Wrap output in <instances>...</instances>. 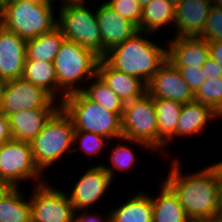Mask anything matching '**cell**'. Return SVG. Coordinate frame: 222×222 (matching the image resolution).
Returning a JSON list of instances; mask_svg holds the SVG:
<instances>
[{
    "mask_svg": "<svg viewBox=\"0 0 222 222\" xmlns=\"http://www.w3.org/2000/svg\"><path fill=\"white\" fill-rule=\"evenodd\" d=\"M113 180L101 164L90 166L79 177L67 195L74 210L90 209L111 190Z\"/></svg>",
    "mask_w": 222,
    "mask_h": 222,
    "instance_id": "obj_12",
    "label": "cell"
},
{
    "mask_svg": "<svg viewBox=\"0 0 222 222\" xmlns=\"http://www.w3.org/2000/svg\"><path fill=\"white\" fill-rule=\"evenodd\" d=\"M147 93L153 99H170L181 104L195 100V94L182 78L178 68L168 60L149 80Z\"/></svg>",
    "mask_w": 222,
    "mask_h": 222,
    "instance_id": "obj_13",
    "label": "cell"
},
{
    "mask_svg": "<svg viewBox=\"0 0 222 222\" xmlns=\"http://www.w3.org/2000/svg\"><path fill=\"white\" fill-rule=\"evenodd\" d=\"M110 8L124 19L129 20L139 27L143 7L138 0H104Z\"/></svg>",
    "mask_w": 222,
    "mask_h": 222,
    "instance_id": "obj_32",
    "label": "cell"
},
{
    "mask_svg": "<svg viewBox=\"0 0 222 222\" xmlns=\"http://www.w3.org/2000/svg\"><path fill=\"white\" fill-rule=\"evenodd\" d=\"M74 132L72 119L60 107L31 141L35 165L43 174L66 154L73 153Z\"/></svg>",
    "mask_w": 222,
    "mask_h": 222,
    "instance_id": "obj_4",
    "label": "cell"
},
{
    "mask_svg": "<svg viewBox=\"0 0 222 222\" xmlns=\"http://www.w3.org/2000/svg\"><path fill=\"white\" fill-rule=\"evenodd\" d=\"M180 157H173L164 182L178 196L190 219H217L221 213L215 162L196 172L183 174Z\"/></svg>",
    "mask_w": 222,
    "mask_h": 222,
    "instance_id": "obj_1",
    "label": "cell"
},
{
    "mask_svg": "<svg viewBox=\"0 0 222 222\" xmlns=\"http://www.w3.org/2000/svg\"><path fill=\"white\" fill-rule=\"evenodd\" d=\"M74 129L92 132L110 141L122 137L121 117L90 100L82 91L67 95L61 103Z\"/></svg>",
    "mask_w": 222,
    "mask_h": 222,
    "instance_id": "obj_5",
    "label": "cell"
},
{
    "mask_svg": "<svg viewBox=\"0 0 222 222\" xmlns=\"http://www.w3.org/2000/svg\"><path fill=\"white\" fill-rule=\"evenodd\" d=\"M22 78L42 88L58 101V80L53 62L26 60Z\"/></svg>",
    "mask_w": 222,
    "mask_h": 222,
    "instance_id": "obj_26",
    "label": "cell"
},
{
    "mask_svg": "<svg viewBox=\"0 0 222 222\" xmlns=\"http://www.w3.org/2000/svg\"><path fill=\"white\" fill-rule=\"evenodd\" d=\"M151 192L140 191L116 208L110 209L111 222H152Z\"/></svg>",
    "mask_w": 222,
    "mask_h": 222,
    "instance_id": "obj_22",
    "label": "cell"
},
{
    "mask_svg": "<svg viewBox=\"0 0 222 222\" xmlns=\"http://www.w3.org/2000/svg\"><path fill=\"white\" fill-rule=\"evenodd\" d=\"M153 101L157 114L159 155L166 158L168 151L166 152L165 148L176 139V128L183 104L170 99H153Z\"/></svg>",
    "mask_w": 222,
    "mask_h": 222,
    "instance_id": "obj_21",
    "label": "cell"
},
{
    "mask_svg": "<svg viewBox=\"0 0 222 222\" xmlns=\"http://www.w3.org/2000/svg\"><path fill=\"white\" fill-rule=\"evenodd\" d=\"M100 57L91 49L65 39L53 60L58 80V102L67 95L81 92L82 84L97 73ZM82 82V83H81Z\"/></svg>",
    "mask_w": 222,
    "mask_h": 222,
    "instance_id": "obj_3",
    "label": "cell"
},
{
    "mask_svg": "<svg viewBox=\"0 0 222 222\" xmlns=\"http://www.w3.org/2000/svg\"><path fill=\"white\" fill-rule=\"evenodd\" d=\"M171 38L165 43L167 60L175 67L201 68L210 57L208 42L200 37Z\"/></svg>",
    "mask_w": 222,
    "mask_h": 222,
    "instance_id": "obj_17",
    "label": "cell"
},
{
    "mask_svg": "<svg viewBox=\"0 0 222 222\" xmlns=\"http://www.w3.org/2000/svg\"><path fill=\"white\" fill-rule=\"evenodd\" d=\"M59 1V0H58ZM61 2V6H66V5H70V4H75V3H79L85 0H60ZM57 2V0H50V4H52L53 6L55 5L54 3Z\"/></svg>",
    "mask_w": 222,
    "mask_h": 222,
    "instance_id": "obj_41",
    "label": "cell"
},
{
    "mask_svg": "<svg viewBox=\"0 0 222 222\" xmlns=\"http://www.w3.org/2000/svg\"><path fill=\"white\" fill-rule=\"evenodd\" d=\"M35 4H50V0H25Z\"/></svg>",
    "mask_w": 222,
    "mask_h": 222,
    "instance_id": "obj_44",
    "label": "cell"
},
{
    "mask_svg": "<svg viewBox=\"0 0 222 222\" xmlns=\"http://www.w3.org/2000/svg\"><path fill=\"white\" fill-rule=\"evenodd\" d=\"M117 144H114L113 147H111V153L108 161L111 162V165L109 166L108 164H101V166L107 171V173L111 176L112 180L115 182V175L116 171H124L125 170H130L132 166H134L137 162V156L136 153L133 151L132 146H129L128 143L137 145L141 149H145L148 151H153L144 143L139 142V141H134L125 137H120L115 139Z\"/></svg>",
    "mask_w": 222,
    "mask_h": 222,
    "instance_id": "obj_25",
    "label": "cell"
},
{
    "mask_svg": "<svg viewBox=\"0 0 222 222\" xmlns=\"http://www.w3.org/2000/svg\"><path fill=\"white\" fill-rule=\"evenodd\" d=\"M51 182L33 186L29 196L32 222H72L75 210L67 192ZM54 185V186H52Z\"/></svg>",
    "mask_w": 222,
    "mask_h": 222,
    "instance_id": "obj_10",
    "label": "cell"
},
{
    "mask_svg": "<svg viewBox=\"0 0 222 222\" xmlns=\"http://www.w3.org/2000/svg\"><path fill=\"white\" fill-rule=\"evenodd\" d=\"M89 6L85 0L59 7L57 26L67 40L91 49L103 58L102 34L97 22L96 10L93 7L90 9Z\"/></svg>",
    "mask_w": 222,
    "mask_h": 222,
    "instance_id": "obj_7",
    "label": "cell"
},
{
    "mask_svg": "<svg viewBox=\"0 0 222 222\" xmlns=\"http://www.w3.org/2000/svg\"><path fill=\"white\" fill-rule=\"evenodd\" d=\"M13 187L8 184L7 182H4L0 180V201L6 196V194L12 189Z\"/></svg>",
    "mask_w": 222,
    "mask_h": 222,
    "instance_id": "obj_40",
    "label": "cell"
},
{
    "mask_svg": "<svg viewBox=\"0 0 222 222\" xmlns=\"http://www.w3.org/2000/svg\"><path fill=\"white\" fill-rule=\"evenodd\" d=\"M73 143L74 146L78 144V147L73 148L74 152L78 151L79 148V151L92 157L98 156V154L100 156L103 151L105 152L104 149L111 145V141L102 135L80 130H75Z\"/></svg>",
    "mask_w": 222,
    "mask_h": 222,
    "instance_id": "obj_31",
    "label": "cell"
},
{
    "mask_svg": "<svg viewBox=\"0 0 222 222\" xmlns=\"http://www.w3.org/2000/svg\"><path fill=\"white\" fill-rule=\"evenodd\" d=\"M174 6L178 5L181 3L183 0H169Z\"/></svg>",
    "mask_w": 222,
    "mask_h": 222,
    "instance_id": "obj_48",
    "label": "cell"
},
{
    "mask_svg": "<svg viewBox=\"0 0 222 222\" xmlns=\"http://www.w3.org/2000/svg\"><path fill=\"white\" fill-rule=\"evenodd\" d=\"M6 83H7V81L0 77V106H1L3 92L5 89Z\"/></svg>",
    "mask_w": 222,
    "mask_h": 222,
    "instance_id": "obj_42",
    "label": "cell"
},
{
    "mask_svg": "<svg viewBox=\"0 0 222 222\" xmlns=\"http://www.w3.org/2000/svg\"><path fill=\"white\" fill-rule=\"evenodd\" d=\"M52 4H35L25 0H6L0 24L29 41L53 30L58 16Z\"/></svg>",
    "mask_w": 222,
    "mask_h": 222,
    "instance_id": "obj_6",
    "label": "cell"
},
{
    "mask_svg": "<svg viewBox=\"0 0 222 222\" xmlns=\"http://www.w3.org/2000/svg\"><path fill=\"white\" fill-rule=\"evenodd\" d=\"M59 108H37L15 112L8 116L14 140L30 142Z\"/></svg>",
    "mask_w": 222,
    "mask_h": 222,
    "instance_id": "obj_19",
    "label": "cell"
},
{
    "mask_svg": "<svg viewBox=\"0 0 222 222\" xmlns=\"http://www.w3.org/2000/svg\"><path fill=\"white\" fill-rule=\"evenodd\" d=\"M89 211V209L75 211V220L77 222H111L109 210L106 213L107 215L105 213H100L102 216L97 212L91 213Z\"/></svg>",
    "mask_w": 222,
    "mask_h": 222,
    "instance_id": "obj_35",
    "label": "cell"
},
{
    "mask_svg": "<svg viewBox=\"0 0 222 222\" xmlns=\"http://www.w3.org/2000/svg\"><path fill=\"white\" fill-rule=\"evenodd\" d=\"M121 130L122 137L142 142L158 155L157 114L153 98L147 92L142 97L124 104Z\"/></svg>",
    "mask_w": 222,
    "mask_h": 222,
    "instance_id": "obj_9",
    "label": "cell"
},
{
    "mask_svg": "<svg viewBox=\"0 0 222 222\" xmlns=\"http://www.w3.org/2000/svg\"><path fill=\"white\" fill-rule=\"evenodd\" d=\"M5 3H6V0H0V16L3 13L4 7H5Z\"/></svg>",
    "mask_w": 222,
    "mask_h": 222,
    "instance_id": "obj_45",
    "label": "cell"
},
{
    "mask_svg": "<svg viewBox=\"0 0 222 222\" xmlns=\"http://www.w3.org/2000/svg\"><path fill=\"white\" fill-rule=\"evenodd\" d=\"M0 180L13 188L21 187V182L27 180L33 181V186L48 181L35 165L30 142L12 139L0 145Z\"/></svg>",
    "mask_w": 222,
    "mask_h": 222,
    "instance_id": "obj_8",
    "label": "cell"
},
{
    "mask_svg": "<svg viewBox=\"0 0 222 222\" xmlns=\"http://www.w3.org/2000/svg\"><path fill=\"white\" fill-rule=\"evenodd\" d=\"M218 222H222V212L217 217Z\"/></svg>",
    "mask_w": 222,
    "mask_h": 222,
    "instance_id": "obj_49",
    "label": "cell"
},
{
    "mask_svg": "<svg viewBox=\"0 0 222 222\" xmlns=\"http://www.w3.org/2000/svg\"><path fill=\"white\" fill-rule=\"evenodd\" d=\"M202 71H204V74L206 75L207 79L210 78H220L222 77V68L218 64V62L209 57L205 64L201 67Z\"/></svg>",
    "mask_w": 222,
    "mask_h": 222,
    "instance_id": "obj_36",
    "label": "cell"
},
{
    "mask_svg": "<svg viewBox=\"0 0 222 222\" xmlns=\"http://www.w3.org/2000/svg\"><path fill=\"white\" fill-rule=\"evenodd\" d=\"M13 139L9 118L0 113V145Z\"/></svg>",
    "mask_w": 222,
    "mask_h": 222,
    "instance_id": "obj_37",
    "label": "cell"
},
{
    "mask_svg": "<svg viewBox=\"0 0 222 222\" xmlns=\"http://www.w3.org/2000/svg\"><path fill=\"white\" fill-rule=\"evenodd\" d=\"M209 55L215 59L222 68V40L208 43Z\"/></svg>",
    "mask_w": 222,
    "mask_h": 222,
    "instance_id": "obj_38",
    "label": "cell"
},
{
    "mask_svg": "<svg viewBox=\"0 0 222 222\" xmlns=\"http://www.w3.org/2000/svg\"><path fill=\"white\" fill-rule=\"evenodd\" d=\"M212 3L220 8H222V0H212Z\"/></svg>",
    "mask_w": 222,
    "mask_h": 222,
    "instance_id": "obj_47",
    "label": "cell"
},
{
    "mask_svg": "<svg viewBox=\"0 0 222 222\" xmlns=\"http://www.w3.org/2000/svg\"><path fill=\"white\" fill-rule=\"evenodd\" d=\"M84 85L83 93L92 101L104 107L108 111L116 112L122 116L124 103L104 82V80L96 73Z\"/></svg>",
    "mask_w": 222,
    "mask_h": 222,
    "instance_id": "obj_29",
    "label": "cell"
},
{
    "mask_svg": "<svg viewBox=\"0 0 222 222\" xmlns=\"http://www.w3.org/2000/svg\"><path fill=\"white\" fill-rule=\"evenodd\" d=\"M26 41L0 24V77L6 81L22 78Z\"/></svg>",
    "mask_w": 222,
    "mask_h": 222,
    "instance_id": "obj_16",
    "label": "cell"
},
{
    "mask_svg": "<svg viewBox=\"0 0 222 222\" xmlns=\"http://www.w3.org/2000/svg\"><path fill=\"white\" fill-rule=\"evenodd\" d=\"M97 74L124 104L142 97L147 92V85L141 79L113 68L104 58L98 61Z\"/></svg>",
    "mask_w": 222,
    "mask_h": 222,
    "instance_id": "obj_18",
    "label": "cell"
},
{
    "mask_svg": "<svg viewBox=\"0 0 222 222\" xmlns=\"http://www.w3.org/2000/svg\"><path fill=\"white\" fill-rule=\"evenodd\" d=\"M188 222H218L217 219H190Z\"/></svg>",
    "mask_w": 222,
    "mask_h": 222,
    "instance_id": "obj_43",
    "label": "cell"
},
{
    "mask_svg": "<svg viewBox=\"0 0 222 222\" xmlns=\"http://www.w3.org/2000/svg\"><path fill=\"white\" fill-rule=\"evenodd\" d=\"M181 73L184 81L190 86L191 90L195 94L200 86L205 82L206 75L201 68L196 67H176Z\"/></svg>",
    "mask_w": 222,
    "mask_h": 222,
    "instance_id": "obj_34",
    "label": "cell"
},
{
    "mask_svg": "<svg viewBox=\"0 0 222 222\" xmlns=\"http://www.w3.org/2000/svg\"><path fill=\"white\" fill-rule=\"evenodd\" d=\"M21 188H12L0 201V222H30L29 196Z\"/></svg>",
    "mask_w": 222,
    "mask_h": 222,
    "instance_id": "obj_28",
    "label": "cell"
},
{
    "mask_svg": "<svg viewBox=\"0 0 222 222\" xmlns=\"http://www.w3.org/2000/svg\"><path fill=\"white\" fill-rule=\"evenodd\" d=\"M212 5V0H183L176 5L174 37H200Z\"/></svg>",
    "mask_w": 222,
    "mask_h": 222,
    "instance_id": "obj_15",
    "label": "cell"
},
{
    "mask_svg": "<svg viewBox=\"0 0 222 222\" xmlns=\"http://www.w3.org/2000/svg\"><path fill=\"white\" fill-rule=\"evenodd\" d=\"M61 103L54 100L42 88L23 78L7 81L0 113L9 116L15 112L37 108H60Z\"/></svg>",
    "mask_w": 222,
    "mask_h": 222,
    "instance_id": "obj_11",
    "label": "cell"
},
{
    "mask_svg": "<svg viewBox=\"0 0 222 222\" xmlns=\"http://www.w3.org/2000/svg\"><path fill=\"white\" fill-rule=\"evenodd\" d=\"M195 101L209 106L222 119V77L206 79L195 93Z\"/></svg>",
    "mask_w": 222,
    "mask_h": 222,
    "instance_id": "obj_30",
    "label": "cell"
},
{
    "mask_svg": "<svg viewBox=\"0 0 222 222\" xmlns=\"http://www.w3.org/2000/svg\"><path fill=\"white\" fill-rule=\"evenodd\" d=\"M65 39L62 30L56 26L50 32L26 41V60L53 62Z\"/></svg>",
    "mask_w": 222,
    "mask_h": 222,
    "instance_id": "obj_27",
    "label": "cell"
},
{
    "mask_svg": "<svg viewBox=\"0 0 222 222\" xmlns=\"http://www.w3.org/2000/svg\"><path fill=\"white\" fill-rule=\"evenodd\" d=\"M200 38L208 43L222 40V8L212 5Z\"/></svg>",
    "mask_w": 222,
    "mask_h": 222,
    "instance_id": "obj_33",
    "label": "cell"
},
{
    "mask_svg": "<svg viewBox=\"0 0 222 222\" xmlns=\"http://www.w3.org/2000/svg\"><path fill=\"white\" fill-rule=\"evenodd\" d=\"M215 175L218 189V201L222 212V165L219 162H215Z\"/></svg>",
    "mask_w": 222,
    "mask_h": 222,
    "instance_id": "obj_39",
    "label": "cell"
},
{
    "mask_svg": "<svg viewBox=\"0 0 222 222\" xmlns=\"http://www.w3.org/2000/svg\"><path fill=\"white\" fill-rule=\"evenodd\" d=\"M153 0H138L139 4L144 7L145 5L149 4Z\"/></svg>",
    "mask_w": 222,
    "mask_h": 222,
    "instance_id": "obj_46",
    "label": "cell"
},
{
    "mask_svg": "<svg viewBox=\"0 0 222 222\" xmlns=\"http://www.w3.org/2000/svg\"><path fill=\"white\" fill-rule=\"evenodd\" d=\"M160 186L159 195L156 193L150 195L153 203V221L152 222H188L185 209L180 204L178 196L163 181Z\"/></svg>",
    "mask_w": 222,
    "mask_h": 222,
    "instance_id": "obj_23",
    "label": "cell"
},
{
    "mask_svg": "<svg viewBox=\"0 0 222 222\" xmlns=\"http://www.w3.org/2000/svg\"><path fill=\"white\" fill-rule=\"evenodd\" d=\"M216 118L221 117L201 102L194 100L183 104L176 128V139L202 134L207 124L213 122L214 119L217 120Z\"/></svg>",
    "mask_w": 222,
    "mask_h": 222,
    "instance_id": "obj_20",
    "label": "cell"
},
{
    "mask_svg": "<svg viewBox=\"0 0 222 222\" xmlns=\"http://www.w3.org/2000/svg\"><path fill=\"white\" fill-rule=\"evenodd\" d=\"M97 5L99 7L95 8L96 17L102 34L104 57L109 50L133 37L139 30L134 23L121 17L105 1Z\"/></svg>",
    "mask_w": 222,
    "mask_h": 222,
    "instance_id": "obj_14",
    "label": "cell"
},
{
    "mask_svg": "<svg viewBox=\"0 0 222 222\" xmlns=\"http://www.w3.org/2000/svg\"><path fill=\"white\" fill-rule=\"evenodd\" d=\"M174 12L175 6L169 0H153L143 7L138 30L156 35L163 27H173Z\"/></svg>",
    "mask_w": 222,
    "mask_h": 222,
    "instance_id": "obj_24",
    "label": "cell"
},
{
    "mask_svg": "<svg viewBox=\"0 0 222 222\" xmlns=\"http://www.w3.org/2000/svg\"><path fill=\"white\" fill-rule=\"evenodd\" d=\"M150 35L155 36L138 31L133 37L109 50L103 58L113 68L135 76L147 85L167 60V45L159 44L154 37L152 40Z\"/></svg>",
    "mask_w": 222,
    "mask_h": 222,
    "instance_id": "obj_2",
    "label": "cell"
}]
</instances>
